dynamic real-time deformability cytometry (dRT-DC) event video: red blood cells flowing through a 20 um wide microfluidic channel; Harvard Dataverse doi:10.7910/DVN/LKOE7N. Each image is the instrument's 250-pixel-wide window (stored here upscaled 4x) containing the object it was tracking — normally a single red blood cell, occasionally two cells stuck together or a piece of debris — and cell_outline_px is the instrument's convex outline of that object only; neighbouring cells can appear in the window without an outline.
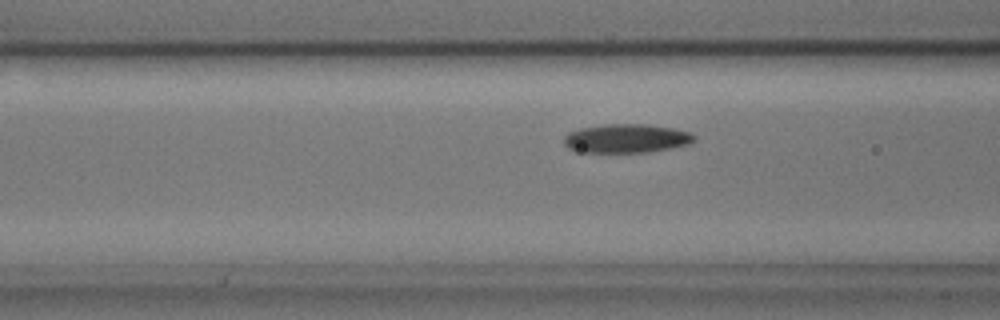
{"species": "common noctule bat (a hibernating species)", "species_latin": "Nyctalus noctula", "temperature_condition": "cold", "stored_images_in_passage": 45, "camera_frame_rate_fps": 3000, "um_per_image_px": 0.085, "animal": {"sex": "male", "body_mass_g": 17.9, "forearm_length_mm": 54.2}, "frame": {"image": 1, "passage_image": 10, "time_ms": 3.0, "image_size_px": [1000, 320], "cell_outline_px": [[696, 140], [688, 144], [648, 152], [576, 152], [568, 148], [564, 144], [564, 136], [568, 132], [580, 128], [604, 124], [648, 124], [672, 128], [688, 132], [696, 136]], "centroid_in_image_um": [53.2, 11.76], "position_along_channel_um": 113.4, "area_um2": 21.91}}
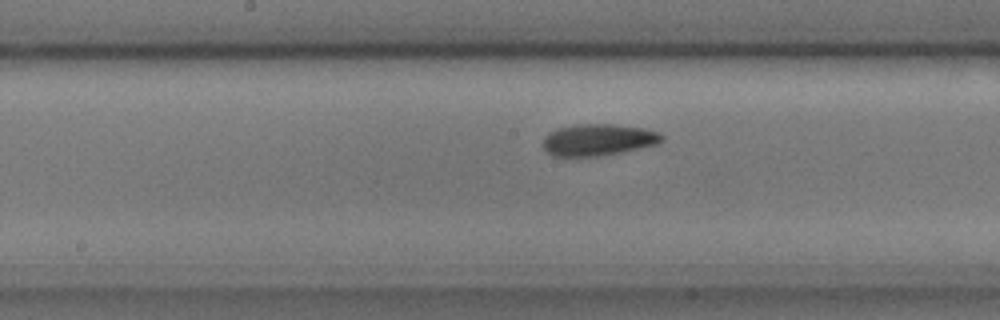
{"frame": {"image": 2, "passage_image": 17, "time_ms": 5.333, "image_size_px": [1000, 320], "cell_outline_px": [[664, 140], [656, 144], [640, 148], [600, 156], [552, 156], [544, 148], [544, 136], [548, 132], [556, 128], [580, 124], [612, 124], [644, 128], [660, 132], [664, 136]], "centroid_in_image_um": [50.86, 11.87], "position_along_channel_um": 197.3, "area_um2": 21.96}}
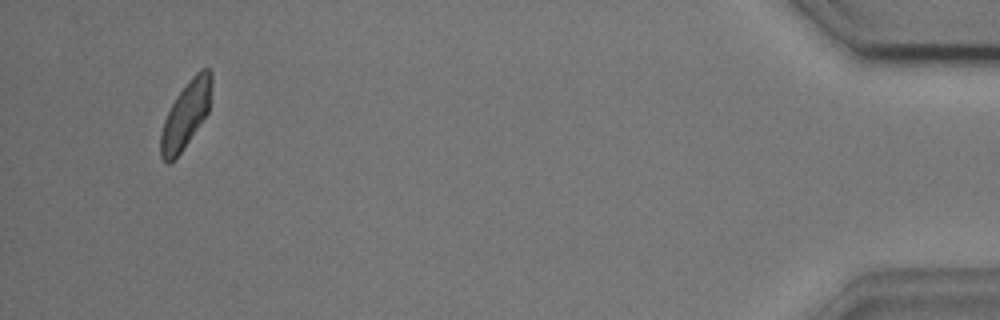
{"frame": {"image": 3, "passage_image": 42, "time_ms": 13.667, "image_size_px": [1000, 320], "cell_outline_px": [[212, 84], [208, 112], [180, 152], [168, 164], [160, 156], [160, 132], [164, 120], [176, 96], [192, 76], [200, 68], [208, 68], [212, 72]], "centroid_in_image_um": [15.79, 9.7], "position_along_channel_um": 419.4, "area_um2": 19.42}, "authors_computed_cell_mechanics": {"area_um2": 20.9814, "velocity_mm_per_s": 3.5897, "shape_relaxation_time_tau1_ms": 2.6264, "shape_relaxation_time_tau2_ms": 4.7672, "deformation_change_tau1": 0.0851, "deformation_change_tau2": 0.0984}}